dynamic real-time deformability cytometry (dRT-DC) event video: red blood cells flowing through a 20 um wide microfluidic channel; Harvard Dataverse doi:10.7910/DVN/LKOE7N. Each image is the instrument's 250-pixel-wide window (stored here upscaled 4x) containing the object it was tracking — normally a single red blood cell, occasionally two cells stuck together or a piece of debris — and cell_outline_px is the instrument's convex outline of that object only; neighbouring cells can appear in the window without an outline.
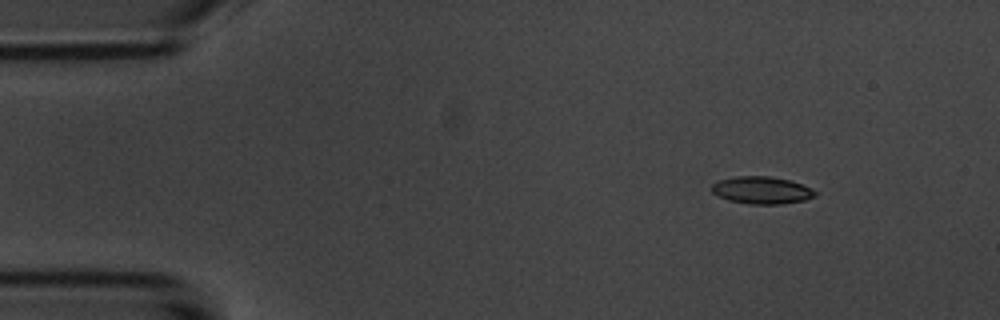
{"species": "common noctule bat (a hibernating species)", "species_latin": "Nyctalus noctula", "temperature_condition": "room temperature", "stored_images_in_passage": 6, "camera_frame_rate_fps": 3000, "um_per_image_px": 0.085, "animal": {"sex": "male", "body_mass_g": 20.1, "forearm_length_mm": 53.5}, "frame": {"image": 1, "passage_image": 1, "time_ms": 0.0, "image_size_px": [1000, 320], "cell_outline_px": [[816, 196], [804, 200], [780, 204], [748, 204], [728, 200], [716, 196], [708, 188], [716, 180], [736, 176], [768, 176], [788, 180], [812, 188], [816, 192]], "centroid_in_image_um": [64.67, 16.17], "position_along_channel_um": 20.3, "area_um2": 16.65}}
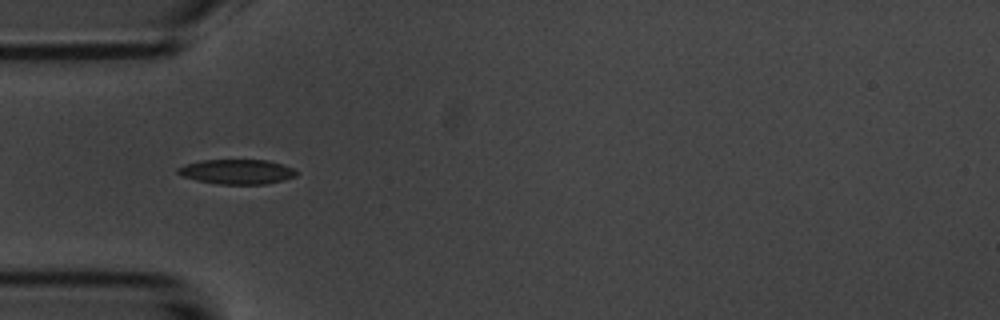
{"frame": {"image": 2, "passage_image": 4, "time_ms": 3.333, "image_size_px": [1000, 320], "cell_outline_px": [[296, 176], [284, 180], [264, 184], [216, 184], [196, 180], [184, 176], [176, 172], [176, 168], [200, 160], [268, 160], [292, 168], [296, 172]], "centroid_in_image_um": [20.12, 14.6], "position_along_channel_um": 64.9, "area_um2": 16.94}}
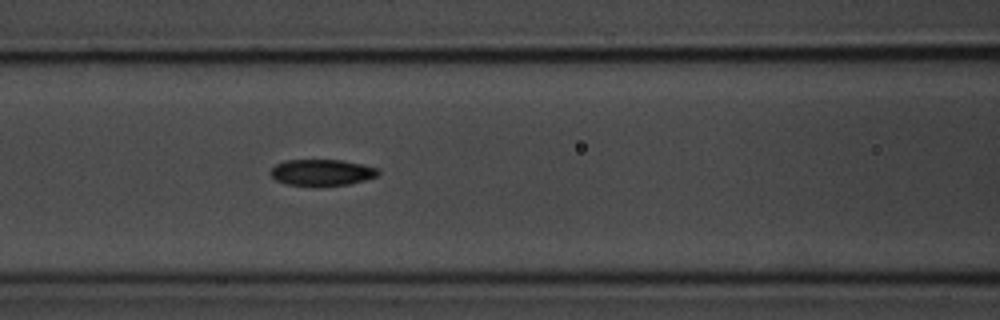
{"frame": {"image": 3, "passage_image": 6, "time_ms": 5.333, "image_size_px": [1000, 320], "cell_outline_px": [[380, 172], [376, 176], [364, 180], [348, 184], [284, 184], [276, 180], [272, 176], [272, 168], [276, 164], [284, 160], [344, 160], [380, 168]], "centroid_in_image_um": [27.39, 14.62], "position_along_channel_um": 139.2, "area_um2": 16.07}}